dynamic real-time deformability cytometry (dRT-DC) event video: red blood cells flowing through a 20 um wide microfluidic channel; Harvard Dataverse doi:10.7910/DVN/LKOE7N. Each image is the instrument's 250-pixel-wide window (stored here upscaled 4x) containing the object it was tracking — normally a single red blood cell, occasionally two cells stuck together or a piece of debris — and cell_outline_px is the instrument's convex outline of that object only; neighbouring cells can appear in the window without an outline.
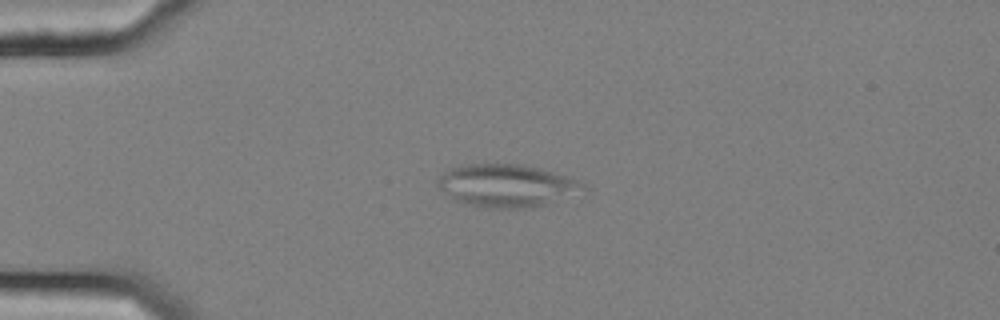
{"species": "common noctule bat (a hibernating species)", "species_latin": "Nyctalus noctula", "temperature_condition": "cold", "stored_images_in_passage": 43, "camera_frame_rate_fps": 3000, "um_per_image_px": 0.085, "animal": {"sex": "female", "body_mass_g": 25.1}, "frame": {"image": 1, "passage_image": 1, "time_ms": 0.0, "image_size_px": [1000, 320], "cell_outline_px": [[588, 192], [532, 208], [484, 208], [464, 204], [456, 200], [440, 188], [436, 184], [436, 180], [444, 172], [452, 168], [468, 164], [524, 164], [540, 168], [576, 180], [584, 184], [588, 188]], "centroid_in_image_um": [43.12, 15.79], "position_along_channel_um": 41.9, "area_um2": 36.41}}
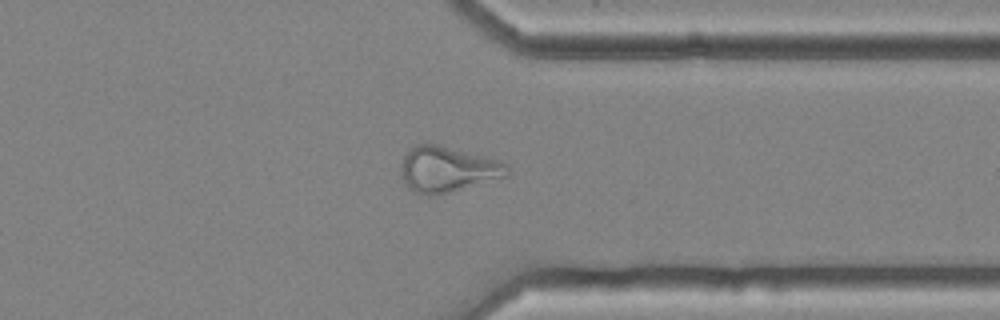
{"frame": {"image": 2, "passage_image": 31, "time_ms": 10.0, "image_size_px": [1000, 320], "cell_outline_px": [[508, 176], [448, 192], [428, 196], [416, 192], [408, 188], [400, 172], [400, 164], [404, 156], [416, 144], [428, 140], [500, 160], [508, 164]], "centroid_in_image_um": [38.02, 14.33], "position_along_channel_um": 373.4, "area_um2": 28.67}}
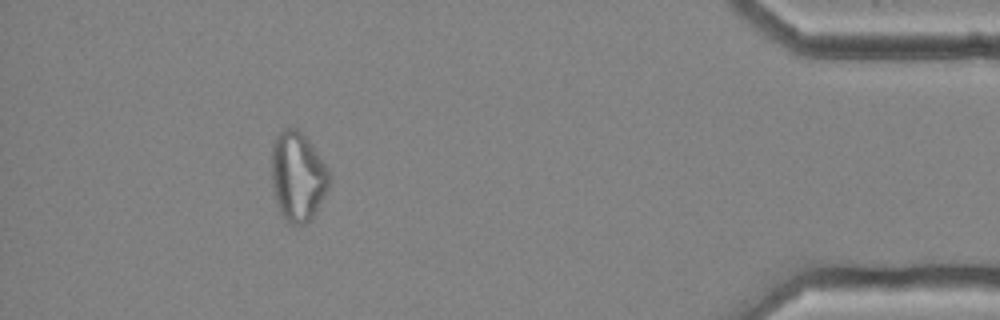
{"frame": {"image": 3, "passage_image": 38, "time_ms": 12.333, "image_size_px": [1000, 320], "cell_outline_px": [[328, 188], [312, 216], [304, 224], [292, 224], [284, 220], [276, 204], [272, 192], [272, 144], [276, 136], [284, 128], [296, 128], [308, 140], [328, 168]], "centroid_in_image_um": [25.26, 15.0], "position_along_channel_um": 409.9, "area_um2": 29.65}, "authors_computed_cell_mechanics": {"area_um2": 27.166, "velocity_mm_per_s": 3.645, "shape_relaxation_time_tau1_ms": null, "shape_relaxation_time_tau2_ms": 3.8582, "deformation_change_tau1": null, "deformation_change_tau2": 0.1078}}